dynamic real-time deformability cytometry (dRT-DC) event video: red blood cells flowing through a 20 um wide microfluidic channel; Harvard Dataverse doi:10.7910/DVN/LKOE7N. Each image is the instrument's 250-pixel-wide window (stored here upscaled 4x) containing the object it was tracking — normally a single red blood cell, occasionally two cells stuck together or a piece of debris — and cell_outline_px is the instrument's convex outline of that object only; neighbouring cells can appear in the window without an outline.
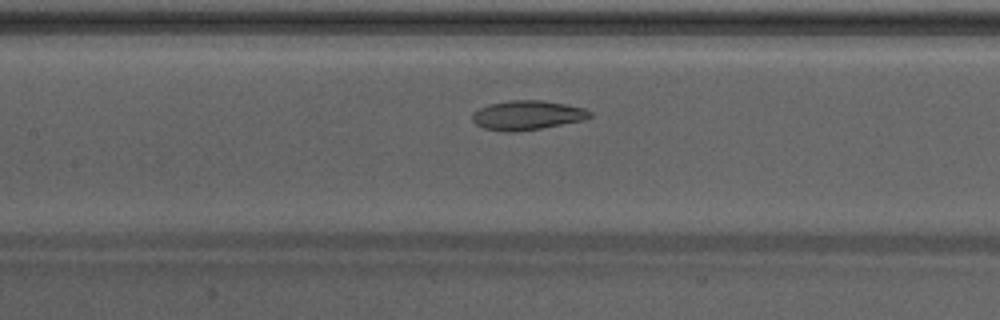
{"species": "Egyptian fruit bat (a non-hibernating species)", "species_latin": "Rousettus aegyptiacus", "temperature_condition": "warm", "stored_images_in_passage": 20, "camera_frame_rate_fps": 3000, "um_per_image_px": 0.085, "animal": {"sex": "male"}, "frame": {"image": 1, "passage_image": 10, "time_ms": 3.0, "image_size_px": [1000, 320], "cell_outline_px": [[592, 116], [584, 120], [540, 128], [512, 132], [484, 128], [476, 124], [472, 120], [472, 112], [480, 108], [492, 104], [508, 100], [544, 100], [584, 108], [592, 112]], "centroid_in_image_um": [44.83, 9.78], "position_along_channel_um": 162.6, "area_um2": 19.88}}